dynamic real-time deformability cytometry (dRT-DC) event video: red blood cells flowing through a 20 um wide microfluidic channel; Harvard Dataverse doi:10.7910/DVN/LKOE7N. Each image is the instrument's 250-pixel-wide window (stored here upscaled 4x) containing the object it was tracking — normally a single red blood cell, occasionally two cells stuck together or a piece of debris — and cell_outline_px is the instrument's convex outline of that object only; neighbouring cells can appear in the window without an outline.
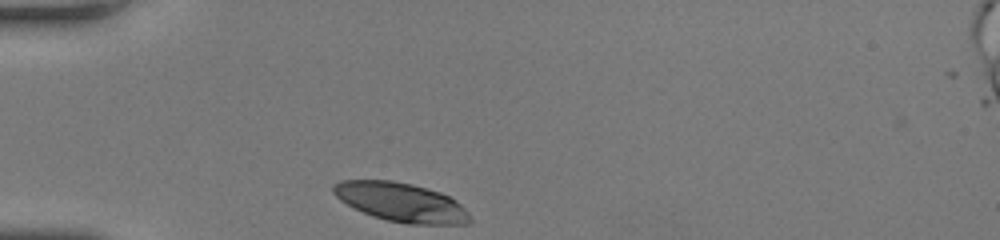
{"species": "human", "species_latin": "Homo sapiens", "temperature_condition": "room temperature", "stored_images_in_passage": 31, "camera_frame_rate_fps": 3000, "um_per_image_px": 0.085, "donor": {"sex": "female"}, "frame": {"image": 1, "passage_image": 1, "time_ms": 0.0, "image_size_px": [1000, 240], "cell_outline_px": [[472, 220], [468, 224], [408, 224], [388, 220], [372, 216], [340, 200], [332, 192], [332, 184], [340, 180], [392, 180], [412, 184], [440, 192], [456, 200], [468, 212]], "centroid_in_image_um": [34.09, 17.18], "position_along_channel_um": 50.9, "area_um2": 30.98}}
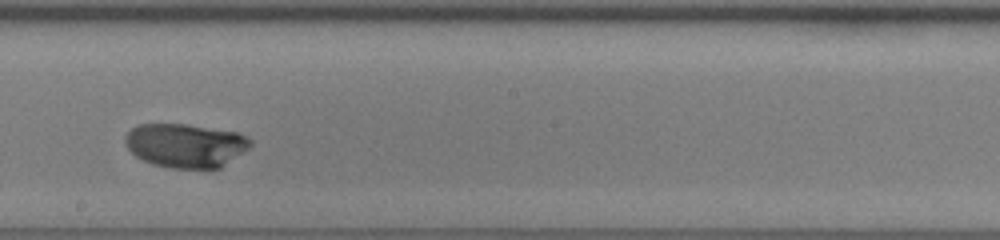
{"frame": {"image": 2, "passage_image": 18, "time_ms": 5.667, "image_size_px": [1000, 240], "cell_outline_px": [[252, 144], [248, 148], [220, 168], [172, 168], [152, 164], [136, 156], [128, 148], [124, 140], [124, 136], [136, 124], [188, 124], [236, 132], [248, 136], [252, 140]], "centroid_in_image_um": [15.76, 12.35], "position_along_channel_um": 232.4, "area_um2": 32.02}}
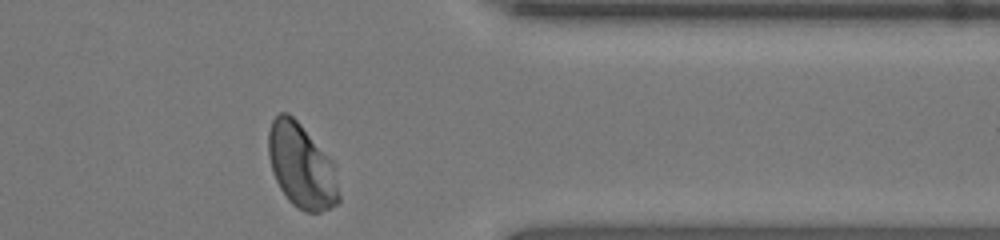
{"frame": {"image": 3, "passage_image": 31, "time_ms": 10.0, "image_size_px": [1000, 240], "cell_outline_px": [[340, 200], [336, 204], [320, 212], [304, 212], [292, 204], [288, 200], [280, 188], [272, 172], [268, 156], [268, 132], [272, 120], [280, 112], [288, 112], [300, 124], [332, 160], [340, 196]], "centroid_in_image_um": [25.6, 14.11], "position_along_channel_um": 385.8, "area_um2": 34.45}, "authors_computed_cell_mechanics": {"area_um2": 32.3102, "velocity_mm_per_s": 3.721, "shape_relaxation_time_tau1_ms": 2.8495, "shape_relaxation_time_tau2_ms": null, "deformation_change_tau1": 0.1965, "deformation_change_tau2": null}}